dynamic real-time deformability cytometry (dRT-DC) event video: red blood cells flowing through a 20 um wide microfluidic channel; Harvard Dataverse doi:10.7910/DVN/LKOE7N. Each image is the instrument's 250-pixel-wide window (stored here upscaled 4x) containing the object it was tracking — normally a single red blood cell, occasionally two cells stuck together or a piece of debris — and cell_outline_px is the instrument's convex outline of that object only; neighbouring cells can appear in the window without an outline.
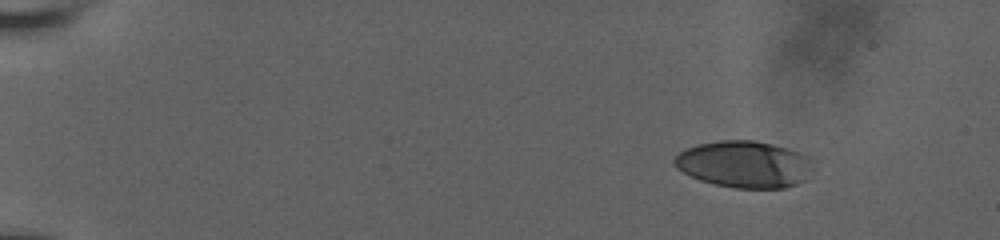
{"species": "human", "species_latin": "Homo sapiens", "temperature_condition": "room temperature", "stored_images_in_passage": 50, "camera_frame_rate_fps": 3000, "um_per_image_px": 0.085, "donor": {"sex": "male"}, "frame": {"image": 1, "passage_image": 1, "time_ms": 0.0, "image_size_px": [1000, 240], "cell_outline_px": [[812, 168], [804, 180], [796, 184], [784, 188], [736, 188], [716, 184], [700, 180], [676, 168], [672, 164], [672, 160], [684, 148], [700, 144], [720, 140], [752, 140], [772, 144], [788, 148], [812, 156]], "centroid_in_image_um": [63.28, 13.95], "position_along_channel_um": 21.7, "area_um2": 37.92}}
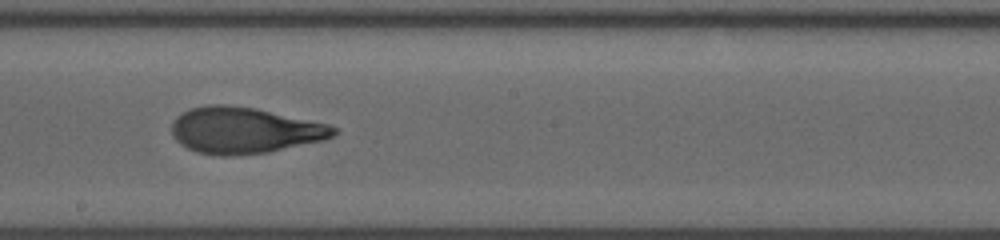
{"frame": {"image": 2, "passage_image": 28, "time_ms": 9.0, "image_size_px": [1000, 240], "cell_outline_px": [[340, 132], [336, 136], [324, 140], [268, 152], [232, 156], [216, 156], [196, 152], [180, 144], [172, 136], [172, 120], [180, 112], [188, 108], [208, 104], [224, 104], [256, 108], [328, 124], [336, 128]], "centroid_in_image_um": [20.74, 11.08], "position_along_channel_um": 227.5, "area_um2": 44.16}}
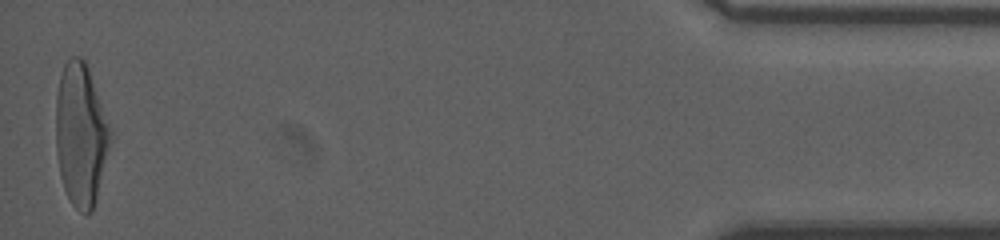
{"frame": {"image": 3, "passage_image": 50, "time_ms": 16.333, "image_size_px": [1000, 240], "cell_outline_px": [[112, 132], [92, 212], [80, 212], [72, 204], [64, 188], [60, 176], [56, 152], [56, 92], [60, 76], [64, 64], [72, 56], [80, 56], [84, 60], [88, 68]], "centroid_in_image_um": [6.83, 11.41], "position_along_channel_um": 428.4, "area_um2": 44.56}, "authors_computed_cell_mechanics": {"area_um2": 42.5986, "velocity_mm_per_s": 3.8292, "shape_relaxation_time_tau1_ms": 5.3678, "shape_relaxation_time_tau2_ms": 1.1376, "deformation_change_tau1": 0.2472, "deformation_change_tau2": 0.0868}}